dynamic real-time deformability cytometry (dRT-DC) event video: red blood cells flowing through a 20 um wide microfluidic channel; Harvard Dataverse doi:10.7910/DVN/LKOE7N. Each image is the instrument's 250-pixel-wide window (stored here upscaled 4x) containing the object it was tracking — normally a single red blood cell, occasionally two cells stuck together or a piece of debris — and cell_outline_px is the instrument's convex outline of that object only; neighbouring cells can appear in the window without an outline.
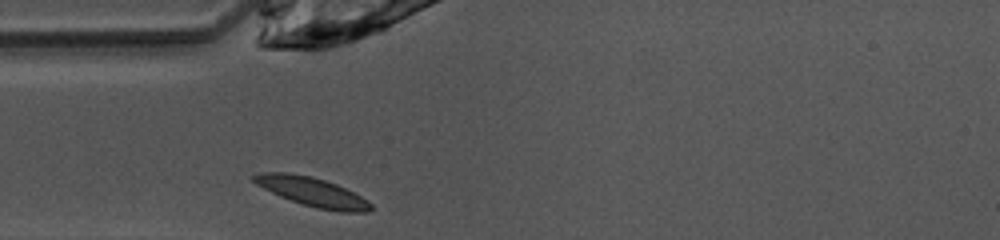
{"species": "common noctule bat (a hibernating species)", "species_latin": "Nyctalus noctula", "temperature_condition": "warm", "stored_images_in_passage": 26, "camera_frame_rate_fps": 3000, "um_per_image_px": 0.085, "animal": {"sex": "female", "body_mass_g": 10.0, "forearm_length_mm": 53.1}, "frame": {"image": 1, "passage_image": 1, "time_ms": 0.0, "image_size_px": [1000, 240], "cell_outline_px": [[372, 208], [368, 212], [340, 212], [316, 208], [280, 196], [256, 184], [252, 180], [252, 176], [260, 172], [288, 172], [312, 176], [336, 184], [368, 200], [372, 204]], "centroid_in_image_um": [26.54, 16.3], "position_along_channel_um": 58.5, "area_um2": 19.65}}
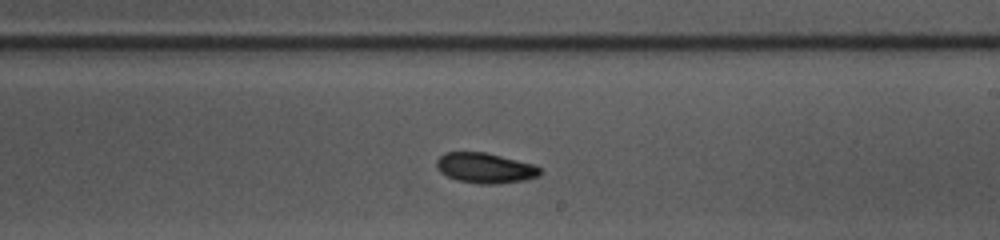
{"frame": {"image": 2, "passage_image": 15, "time_ms": 4.667, "image_size_px": [1000, 240], "cell_outline_px": [[544, 172], [540, 176], [524, 180], [496, 184], [480, 184], [460, 180], [448, 176], [440, 172], [436, 168], [436, 160], [444, 152], [484, 152], [532, 164], [540, 168]], "centroid_in_image_um": [41.24, 14.28], "position_along_channel_um": 247.8, "area_um2": 18.15}}
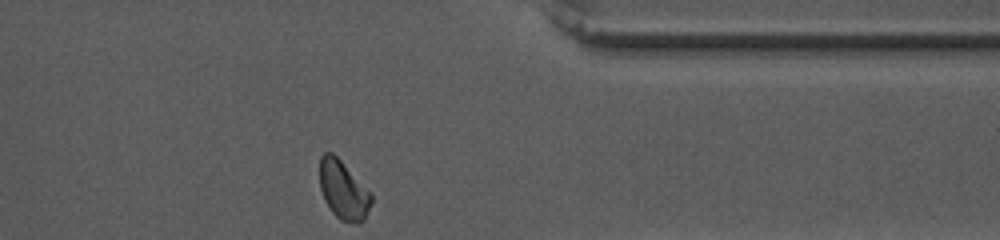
{"frame": {"image": 3, "passage_image": 26, "time_ms": 8.333, "image_size_px": [1000, 240], "cell_outline_px": [[372, 200], [364, 220], [360, 224], [356, 224], [340, 220], [332, 212], [324, 200], [320, 188], [320, 156], [324, 152], [332, 152], [372, 192]], "centroid_in_image_um": [29.19, 16.17], "position_along_channel_um": 382.2, "area_um2": 17.74}, "authors_computed_cell_mechanics": {"area_um2": 17.9758, "velocity_mm_per_s": 4.0532, "shape_relaxation_time_tau1_ms": 2.5771, "shape_relaxation_time_tau2_ms": 9.6273, "deformation_change_tau1": 0.1102, "deformation_change_tau2": 0.1176}}